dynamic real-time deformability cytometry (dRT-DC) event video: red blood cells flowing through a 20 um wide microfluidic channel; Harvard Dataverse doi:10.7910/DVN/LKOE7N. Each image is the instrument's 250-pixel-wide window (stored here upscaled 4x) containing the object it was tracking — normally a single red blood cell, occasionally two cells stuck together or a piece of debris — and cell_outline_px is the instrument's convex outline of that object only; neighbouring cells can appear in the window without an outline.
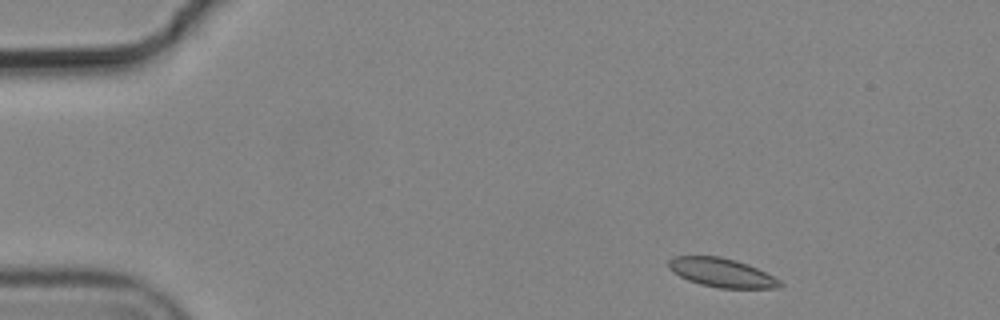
{"species": "common noctule bat (a hibernating species)", "species_latin": "Nyctalus noctula", "temperature_condition": "cold", "stored_images_in_passage": 3, "camera_frame_rate_fps": 3000, "um_per_image_px": 0.085, "animal": {"sex": "male", "body_mass_g": 19.2, "forearm_length_mm": 51.8}, "frame": {"image": 1, "passage_image": 1, "time_ms": 0.0, "image_size_px": [1000, 320], "cell_outline_px": [[784, 284], [780, 288], [720, 288], [700, 284], [688, 280], [672, 272], [668, 268], [668, 260], [676, 256], [720, 256], [736, 260], [748, 264], [780, 280]], "centroid_in_image_um": [61.34, 23.18], "position_along_channel_um": 23.7, "area_um2": 18.73}}
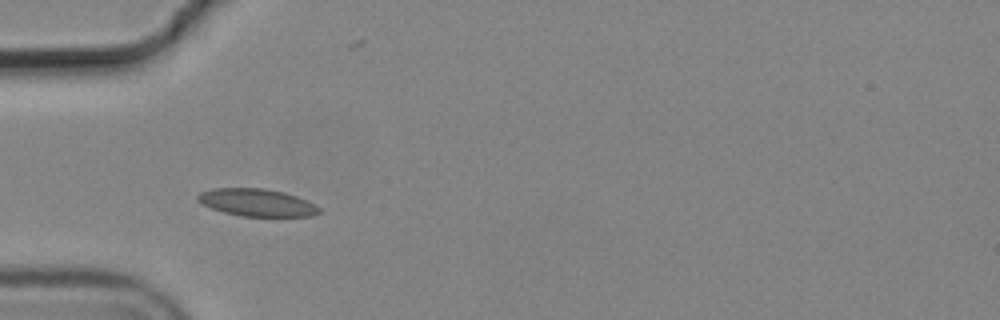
{"frame": {"image": 2, "passage_image": 3, "time_ms": 0.667, "image_size_px": [1000, 320], "cell_outline_px": [[320, 212], [312, 216], [240, 216], [224, 212], [212, 208], [196, 200], [196, 196], [200, 192], [212, 188], [264, 188], [284, 192], [296, 196], [320, 208]], "centroid_in_image_um": [21.79, 17.21], "position_along_channel_um": 63.2, "area_um2": 19.25}}